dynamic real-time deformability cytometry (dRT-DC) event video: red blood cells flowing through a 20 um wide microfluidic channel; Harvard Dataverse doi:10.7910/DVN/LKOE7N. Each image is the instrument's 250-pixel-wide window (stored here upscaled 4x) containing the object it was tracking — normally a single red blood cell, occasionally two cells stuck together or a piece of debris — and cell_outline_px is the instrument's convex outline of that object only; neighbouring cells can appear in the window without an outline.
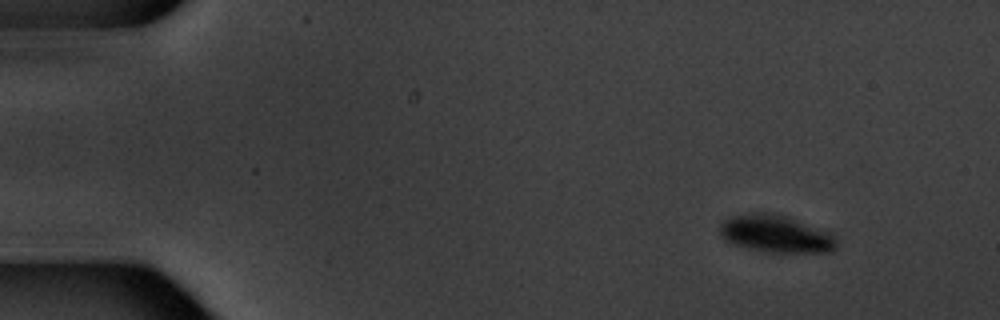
{"species": "common noctule bat (a hibernating species)", "species_latin": "Nyctalus noctula", "temperature_condition": "warm", "stored_images_in_passage": 5, "camera_frame_rate_fps": 3000, "um_per_image_px": 0.085, "animal": {"sex": "male", "body_mass_g": 20.1, "forearm_length_mm": 53.5}, "frame": {"image": 1, "passage_image": 1, "time_ms": 0.0, "image_size_px": [1000, 320], "cell_outline_px": [[836, 248], [832, 252], [764, 252], [748, 248], [724, 240], [720, 236], [720, 224], [728, 216], [764, 212], [772, 212], [788, 216], [824, 232], [832, 236], [836, 240]], "centroid_in_image_um": [65.87, 19.88], "position_along_channel_um": 19.1, "area_um2": 25.09}}
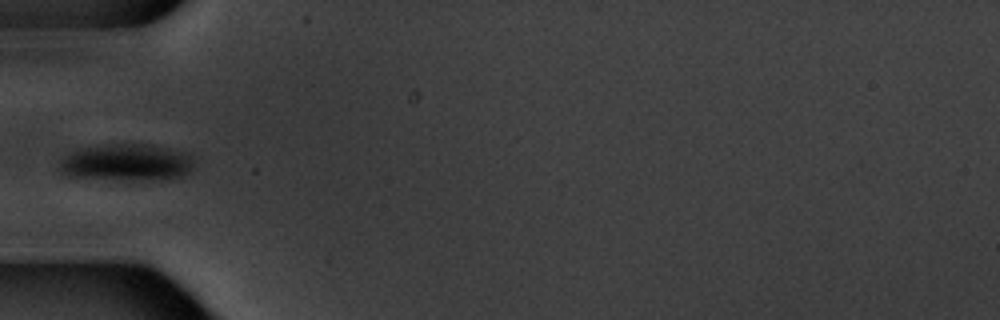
{"frame": {"image": 2, "passage_image": 5, "time_ms": 4.667, "image_size_px": [1000, 320], "cell_outline_px": [[192, 168], [188, 172], [180, 176], [132, 180], [120, 180], [68, 176], [60, 172], [56, 168], [60, 160], [64, 156], [80, 148], [104, 144], [152, 144], [184, 152], [192, 156]], "centroid_in_image_um": [10.67, 13.79], "position_along_channel_um": 74.3, "area_um2": 28.9}}